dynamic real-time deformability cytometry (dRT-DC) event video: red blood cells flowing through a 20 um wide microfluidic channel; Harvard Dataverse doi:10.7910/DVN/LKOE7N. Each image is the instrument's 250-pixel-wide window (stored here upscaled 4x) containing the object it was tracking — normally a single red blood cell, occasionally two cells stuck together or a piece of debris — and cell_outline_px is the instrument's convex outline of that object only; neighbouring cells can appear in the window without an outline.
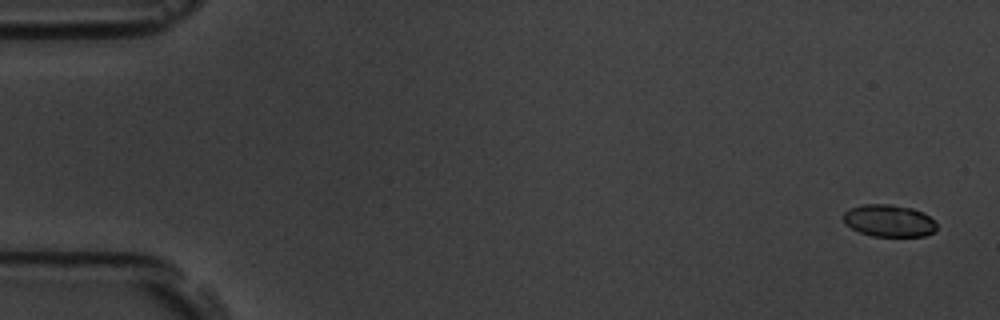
{"species": "common noctule bat (a hibernating species)", "species_latin": "Nyctalus noctula", "temperature_condition": "room temperature", "stored_images_in_passage": 6, "camera_frame_rate_fps": 3000, "um_per_image_px": 0.085, "animal": {"sex": "male", "body_mass_g": 19.5, "forearm_length_mm": 54.6}, "frame": {"image": 1, "passage_image": 1, "time_ms": 0.0, "image_size_px": [1000, 320], "cell_outline_px": [[936, 232], [924, 236], [872, 236], [860, 232], [844, 224], [844, 212], [848, 208], [864, 204], [888, 204], [912, 208], [924, 212], [936, 224]], "centroid_in_image_um": [75.55, 18.76], "position_along_channel_um": 9.4, "area_um2": 17.51}}
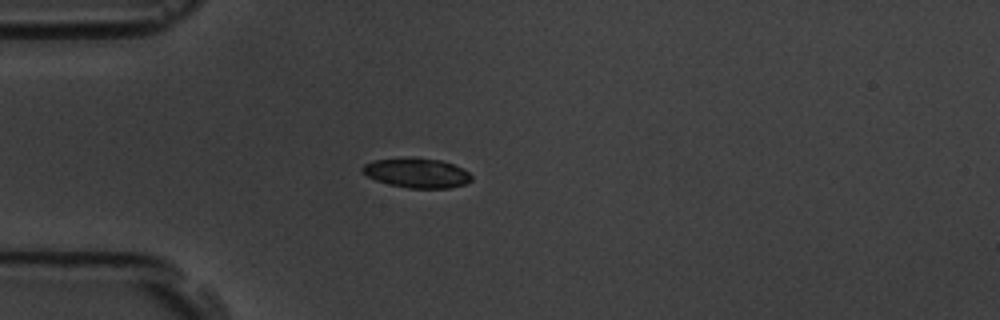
{"frame": {"image": 2, "passage_image": 5, "time_ms": 4.667, "image_size_px": [1000, 320], "cell_outline_px": [[472, 180], [464, 184], [448, 188], [408, 188], [388, 184], [376, 180], [368, 176], [360, 168], [364, 164], [372, 160], [408, 156], [440, 160], [452, 164], [468, 172], [472, 176]], "centroid_in_image_um": [35.39, 14.68], "position_along_channel_um": 49.6, "area_um2": 18.96}}